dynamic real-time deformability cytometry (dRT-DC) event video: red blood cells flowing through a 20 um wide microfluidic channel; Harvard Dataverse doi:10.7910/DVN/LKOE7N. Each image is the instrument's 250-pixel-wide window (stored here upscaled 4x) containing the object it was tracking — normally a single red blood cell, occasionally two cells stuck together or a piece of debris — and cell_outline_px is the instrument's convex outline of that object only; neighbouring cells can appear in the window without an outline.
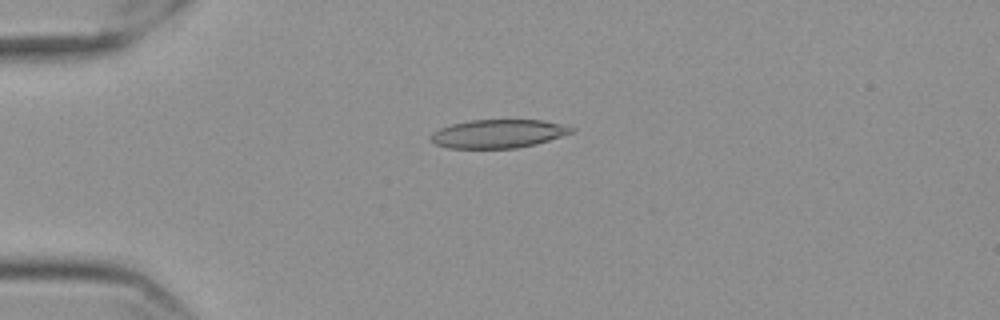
{"species": "Egyptian fruit bat (a non-hibernating species)", "species_latin": "Rousettus aegyptiacus", "temperature_condition": "cold", "stored_images_in_passage": 47, "camera_frame_rate_fps": 3000, "um_per_image_px": 0.085, "frame": {"image": 1, "passage_image": 4, "time_ms": 1.0, "image_size_px": [1000, 320], "cell_outline_px": [[576, 132], [536, 144], [516, 148], [448, 148], [436, 144], [428, 136], [432, 132], [440, 128], [452, 124], [472, 120], [544, 120], [576, 128]], "centroid_in_image_um": [42.38, 11.37], "position_along_channel_um": 42.6, "area_um2": 23.41}}
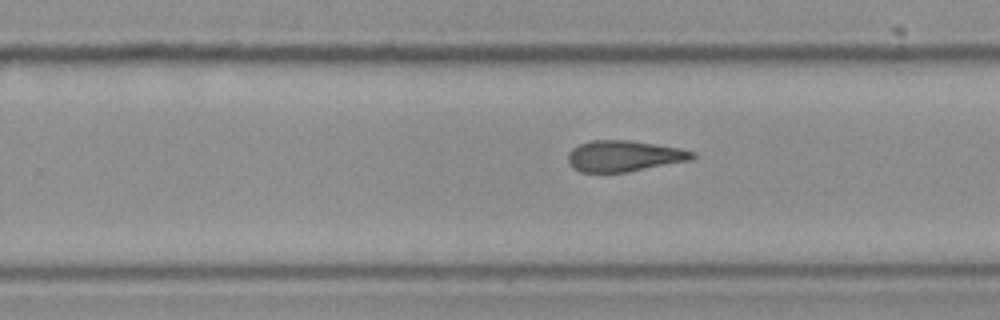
{"frame": {"image": 2, "passage_image": 26, "time_ms": 8.333, "image_size_px": [1000, 320], "cell_outline_px": [[696, 156], [692, 160], [628, 172], [580, 172], [572, 168], [568, 164], [568, 152], [572, 148], [580, 144], [592, 140], [628, 140], [680, 148], [696, 152]], "centroid_in_image_um": [53.04, 13.27], "position_along_channel_um": 276.8, "area_um2": 22.66}}
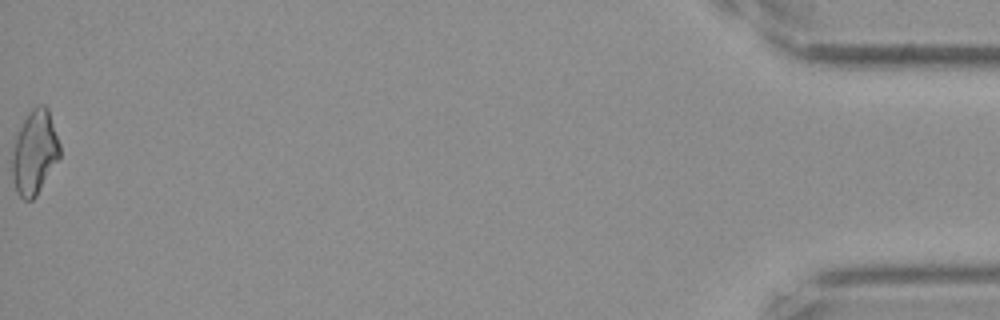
{"frame": {"image": 3, "passage_image": 47, "time_ms": 15.333, "image_size_px": [1000, 320], "cell_outline_px": [[60, 156], [36, 196], [32, 200], [24, 200], [16, 192], [12, 176], [12, 152], [16, 136], [28, 112], [32, 108], [40, 104], [44, 104], [48, 108], [60, 144]], "centroid_in_image_um": [2.93, 12.95], "position_along_channel_um": 432.3, "area_um2": 23.24}, "authors_computed_cell_mechanics": {"area_um2": 23.0622, "velocity_mm_per_s": 3.5653, "shape_relaxation_time_tau1_ms": null, "shape_relaxation_time_tau2_ms": 3.8992, "deformation_change_tau1": null, "deformation_change_tau2": 0.1213}}